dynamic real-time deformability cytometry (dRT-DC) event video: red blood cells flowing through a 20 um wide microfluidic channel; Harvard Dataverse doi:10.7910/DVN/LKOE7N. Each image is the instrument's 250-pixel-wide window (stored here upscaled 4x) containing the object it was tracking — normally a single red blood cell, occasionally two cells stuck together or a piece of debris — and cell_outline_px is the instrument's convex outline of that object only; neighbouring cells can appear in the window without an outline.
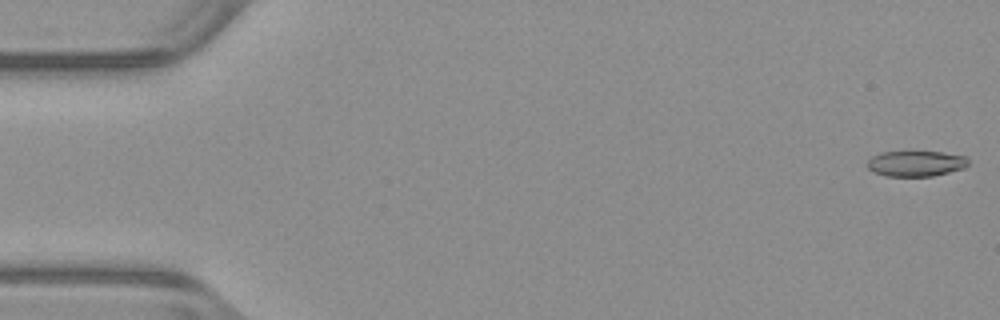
{"species": "common noctule bat (a hibernating species)", "species_latin": "Nyctalus noctula", "temperature_condition": "warm", "stored_images_in_passage": 11, "camera_frame_rate_fps": 3000, "um_per_image_px": 0.085, "animal": {"sex": "male", "body_mass_g": 23.1, "forearm_length_mm": 52.7}, "frame": {"image": 1, "passage_image": 1, "time_ms": 0.0, "image_size_px": [1000, 320], "cell_outline_px": [[968, 164], [964, 168], [932, 176], [884, 176], [872, 172], [868, 168], [868, 160], [872, 156], [880, 152], [944, 152], [964, 156], [968, 160]], "centroid_in_image_um": [77.82, 13.9], "position_along_channel_um": 7.2, "area_um2": 15.03}}